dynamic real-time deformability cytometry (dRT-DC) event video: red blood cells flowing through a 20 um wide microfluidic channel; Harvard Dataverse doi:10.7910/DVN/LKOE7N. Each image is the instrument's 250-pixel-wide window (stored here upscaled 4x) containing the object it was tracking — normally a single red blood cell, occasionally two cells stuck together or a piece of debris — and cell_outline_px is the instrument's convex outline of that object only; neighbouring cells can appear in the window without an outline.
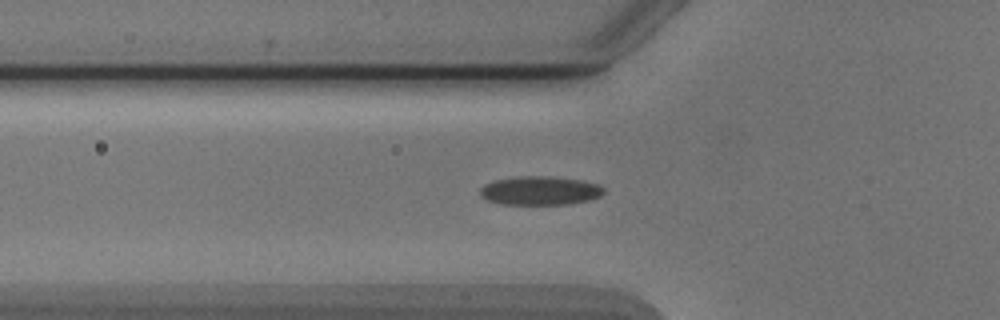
{"species": "Egyptian fruit bat (a non-hibernating species)", "species_latin": "Rousettus aegyptiacus", "temperature_condition": "cold", "stored_images_in_passage": 33, "camera_frame_rate_fps": 3000, "um_per_image_px": 0.085, "animal": {"sex": "male"}, "frame": {"image": 1, "passage_image": 2, "time_ms": 0.333, "image_size_px": [1000, 320], "cell_outline_px": [[604, 192], [600, 196], [592, 200], [568, 204], [500, 204], [488, 200], [480, 196], [480, 188], [484, 184], [496, 180], [516, 176], [548, 176], [580, 180], [600, 184], [604, 188]], "centroid_in_image_um": [45.91, 16.2], "position_along_channel_um": 79.9, "area_um2": 20.87}}
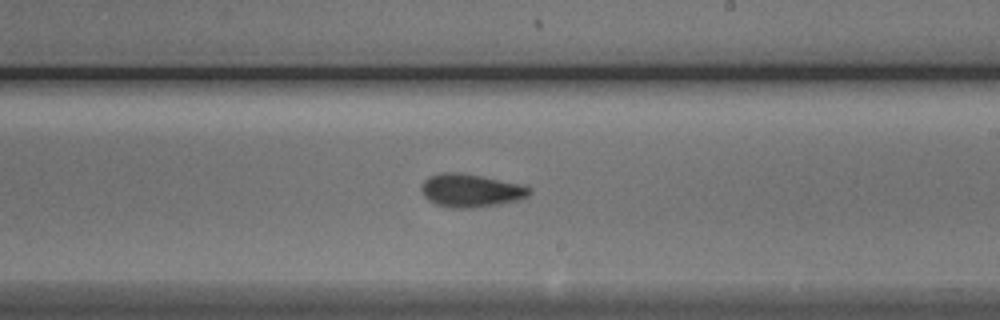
{"frame": {"image": 2, "passage_image": 15, "time_ms": 4.667, "image_size_px": [1000, 320], "cell_outline_px": [[532, 192], [528, 196], [520, 200], [500, 204], [472, 208], [452, 208], [436, 204], [428, 200], [424, 196], [420, 188], [420, 184], [428, 176], [440, 172], [460, 172], [528, 184], [532, 188]], "centroid_in_image_um": [40.07, 16.17], "position_along_channel_um": 248.9, "area_um2": 21.56}}
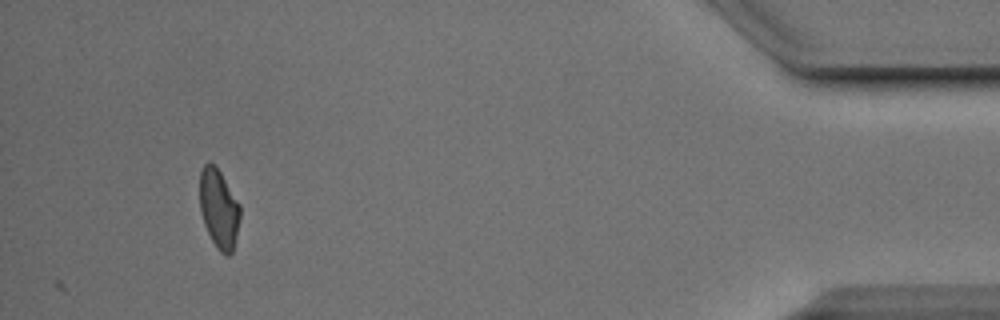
{"frame": {"image": 3, "passage_image": 33, "time_ms": 10.667, "image_size_px": [1000, 320], "cell_outline_px": [[240, 216], [236, 236], [232, 252], [228, 256], [220, 252], [216, 248], [204, 224], [200, 212], [200, 172], [204, 164], [208, 160], [216, 164], [240, 204]], "centroid_in_image_um": [18.59, 17.69], "position_along_channel_um": 416.6, "area_um2": 18.79}, "authors_computed_cell_mechanics": {"area_um2": 19.7098, "velocity_mm_per_s": 3.896, "shape_relaxation_time_tau1_ms": 5.9828, "shape_relaxation_time_tau2_ms": 1.8166, "deformation_change_tau1": 0.1523, "deformation_change_tau2": 0.0731}}